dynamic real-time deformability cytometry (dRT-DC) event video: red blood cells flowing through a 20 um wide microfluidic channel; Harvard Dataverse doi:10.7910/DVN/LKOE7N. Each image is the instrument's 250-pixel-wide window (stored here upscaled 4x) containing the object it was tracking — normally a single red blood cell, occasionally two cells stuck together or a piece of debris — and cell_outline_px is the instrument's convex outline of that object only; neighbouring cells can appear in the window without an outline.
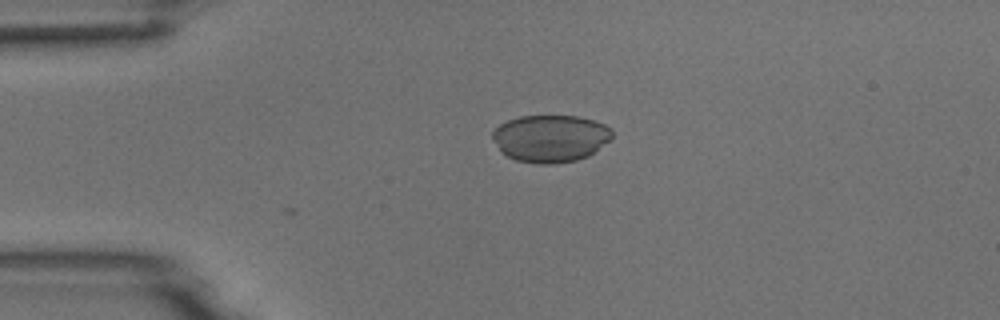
{"species": "common noctule bat (a hibernating species)", "species_latin": "Nyctalus noctula", "temperature_condition": "room temperature", "stored_images_in_passage": 4, "camera_frame_rate_fps": 3000, "um_per_image_px": 0.085, "animal": {"sex": "male", "body_mass_g": 18.8}, "frame": {"image": 1, "passage_image": 4, "time_ms": 1.0, "image_size_px": [1000, 320], "cell_outline_px": [[612, 140], [588, 156], [576, 160], [552, 164], [540, 164], [516, 160], [500, 152], [492, 136], [492, 132], [500, 124], [508, 120], [520, 116], [576, 116], [592, 120], [604, 124], [612, 128]], "centroid_in_image_um": [46.8, 11.77], "position_along_channel_um": 38.2, "area_um2": 33.0}}